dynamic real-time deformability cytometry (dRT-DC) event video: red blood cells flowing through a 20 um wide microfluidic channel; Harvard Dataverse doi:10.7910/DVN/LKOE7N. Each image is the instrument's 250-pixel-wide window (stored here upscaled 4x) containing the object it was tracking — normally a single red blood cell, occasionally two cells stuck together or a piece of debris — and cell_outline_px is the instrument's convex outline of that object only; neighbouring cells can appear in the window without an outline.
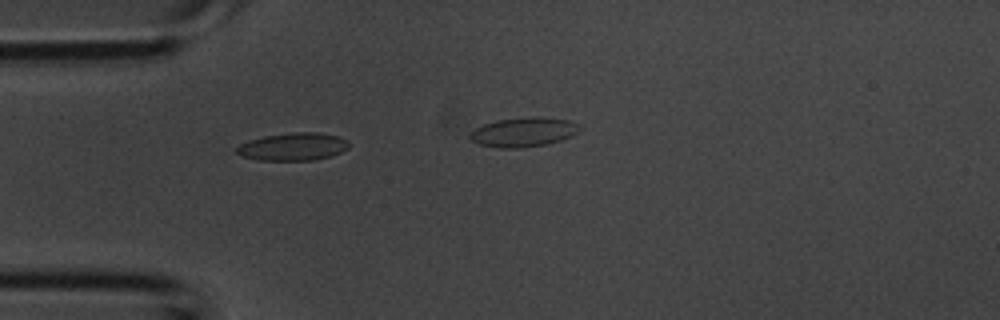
{"species": "common noctule bat (a hibernating species)", "species_latin": "Nyctalus noctula", "temperature_condition": "room temperature", "stored_images_in_passage": 9, "camera_frame_rate_fps": 3000, "um_per_image_px": 0.085, "animal": {"sex": "male", "body_mass_g": 20.1, "forearm_length_mm": 53.5}, "frame": {"image": 1, "passage_image": 6, "time_ms": 1.667, "image_size_px": [1000, 320], "cell_outline_px": [[348, 148], [332, 156], [312, 160], [256, 160], [240, 156], [236, 152], [236, 148], [240, 144], [264, 136], [296, 132], [320, 132], [340, 136], [348, 140]], "centroid_in_image_um": [24.93, 12.47], "position_along_channel_um": 60.1, "area_um2": 18.15}}